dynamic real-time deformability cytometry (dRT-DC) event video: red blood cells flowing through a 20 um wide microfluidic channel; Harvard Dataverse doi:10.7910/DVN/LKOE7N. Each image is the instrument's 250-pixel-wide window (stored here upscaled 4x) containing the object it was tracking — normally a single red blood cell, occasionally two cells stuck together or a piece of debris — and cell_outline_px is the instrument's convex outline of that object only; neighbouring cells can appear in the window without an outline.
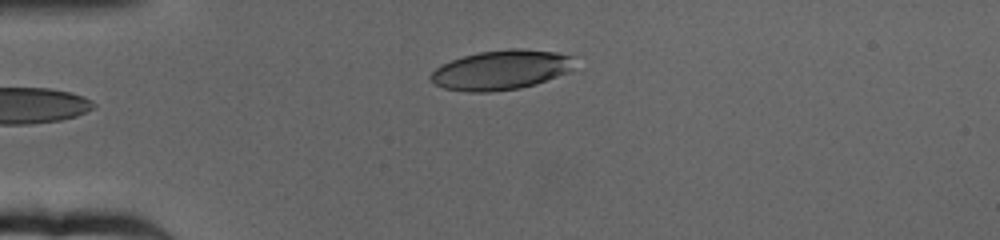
{"species": "human", "species_latin": "Homo sapiens", "temperature_condition": "cold", "stored_images_in_passage": 43, "camera_frame_rate_fps": 3000, "um_per_image_px": 0.085, "donor": {"sex": "female"}, "frame": {"image": 1, "passage_image": 1, "time_ms": 0.0, "image_size_px": [1000, 240], "cell_outline_px": [[576, 56], [572, 68], [568, 72], [536, 84], [520, 88], [488, 92], [468, 92], [444, 88], [436, 84], [428, 76], [436, 68], [452, 60], [464, 56], [480, 52], [508, 48], [520, 48], [556, 52]], "centroid_in_image_um": [42.63, 5.94], "position_along_channel_um": 42.4, "area_um2": 33.18}}
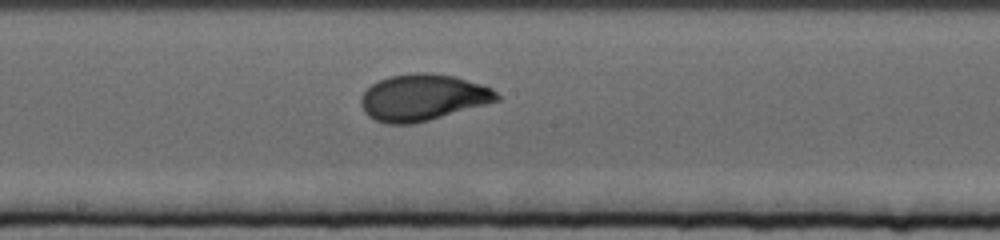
{"frame": {"image": 2, "passage_image": 20, "time_ms": 6.333, "image_size_px": [1000, 240], "cell_outline_px": [[500, 100], [428, 120], [412, 124], [388, 124], [376, 120], [368, 116], [364, 112], [360, 104], [360, 96], [372, 84], [388, 76], [412, 72], [428, 72], [456, 76], [492, 88], [500, 96]], "centroid_in_image_um": [35.91, 8.27], "position_along_channel_um": 212.3, "area_um2": 36.82}}
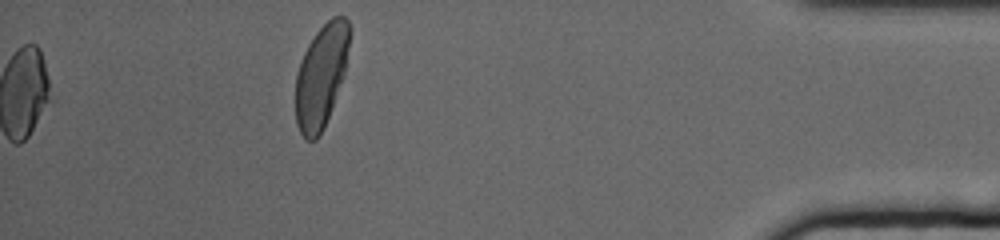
{"frame": {"image": 3, "passage_image": 43, "time_ms": 14.0, "image_size_px": [1000, 240], "cell_outline_px": [[352, 32], [344, 76], [324, 128], [316, 140], [304, 140], [296, 124], [296, 72], [300, 60], [308, 44], [316, 32], [332, 16], [344, 16], [348, 20], [352, 28]], "centroid_in_image_um": [27.32, 6.43], "position_along_channel_um": 407.9, "area_um2": 32.89}, "authors_computed_cell_mechanics": {"area_um2": 35.0268, "velocity_mm_per_s": 3.1559, "shape_relaxation_time_tau1_ms": 4.1826, "shape_relaxation_time_tau2_ms": null, "deformation_change_tau1": 0.1728, "deformation_change_tau2": null}}